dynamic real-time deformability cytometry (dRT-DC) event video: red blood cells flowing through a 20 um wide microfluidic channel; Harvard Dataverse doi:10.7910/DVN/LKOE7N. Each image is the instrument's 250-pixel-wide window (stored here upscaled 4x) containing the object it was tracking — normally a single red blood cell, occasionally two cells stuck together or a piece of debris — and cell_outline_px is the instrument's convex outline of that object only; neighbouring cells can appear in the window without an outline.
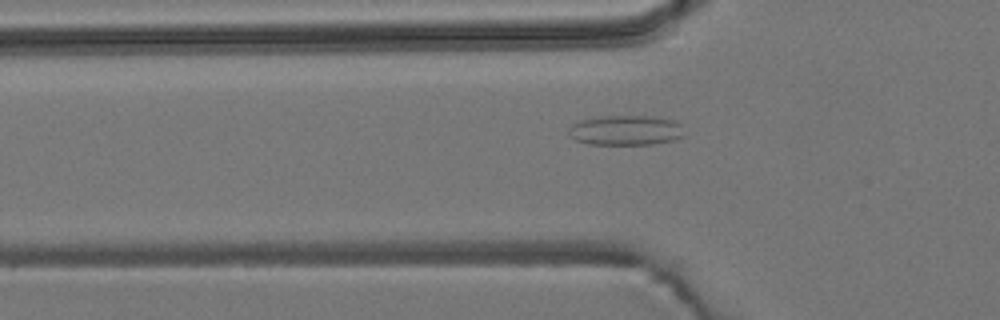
{"species": "common noctule bat (a hibernating species)", "species_latin": "Nyctalus noctula", "temperature_condition": "room temperature", "stored_images_in_passage": 36, "camera_frame_rate_fps": 3000, "um_per_image_px": 0.085, "animal": {"sex": "male", "body_mass_g": 19.2, "forearm_length_mm": 51.8}, "frame": {"image": 1, "passage_image": 3, "time_ms": 0.667, "image_size_px": [1000, 320], "cell_outline_px": [[684, 136], [672, 140], [652, 144], [588, 144], [576, 140], [568, 136], [568, 128], [572, 124], [580, 120], [600, 116], [652, 116], [676, 120], [680, 124]], "centroid_in_image_um": [53.15, 11.07], "position_along_channel_um": 72.6, "area_um2": 20.29}}
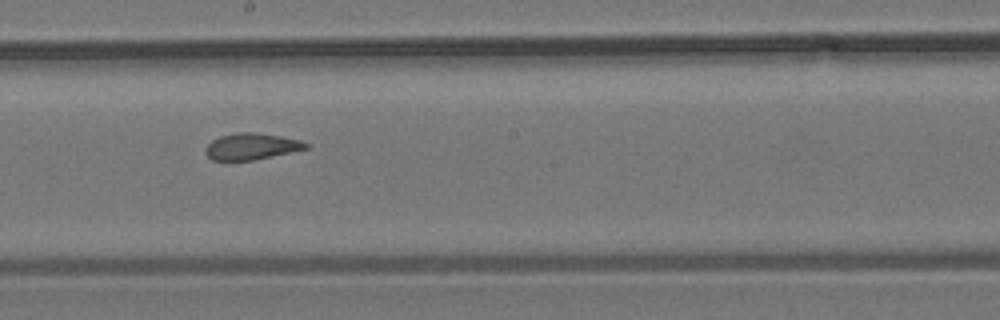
{"frame": {"image": 2, "passage_image": 15, "time_ms": 4.667, "image_size_px": [1000, 320], "cell_outline_px": [[308, 148], [252, 160], [212, 160], [204, 152], [204, 148], [212, 140], [220, 136], [236, 132], [256, 132], [280, 136], [300, 140], [308, 144]], "centroid_in_image_um": [21.32, 12.43], "position_along_channel_um": 226.9, "area_um2": 15.32}}
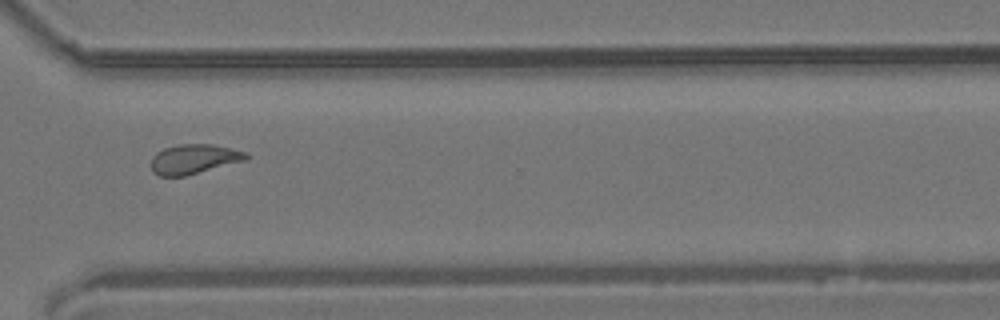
{"frame": {"image": 3, "passage_image": 25, "time_ms": 8.0, "image_size_px": [1000, 320], "cell_outline_px": [[248, 160], [184, 176], [160, 176], [152, 172], [152, 156], [156, 152], [164, 148], [180, 144], [212, 144], [232, 148], [248, 152]], "centroid_in_image_um": [16.51, 13.51], "position_along_channel_um": 354.1, "area_um2": 16.53}, "authors_computed_cell_mechanics": {"area_um2": 16.0106, "velocity_mm_per_s": 3.8334, "shape_relaxation_time_tau1_ms": null, "shape_relaxation_time_tau2_ms": 1.6436, "deformation_change_tau1": null, "deformation_change_tau2": 0.0967}}